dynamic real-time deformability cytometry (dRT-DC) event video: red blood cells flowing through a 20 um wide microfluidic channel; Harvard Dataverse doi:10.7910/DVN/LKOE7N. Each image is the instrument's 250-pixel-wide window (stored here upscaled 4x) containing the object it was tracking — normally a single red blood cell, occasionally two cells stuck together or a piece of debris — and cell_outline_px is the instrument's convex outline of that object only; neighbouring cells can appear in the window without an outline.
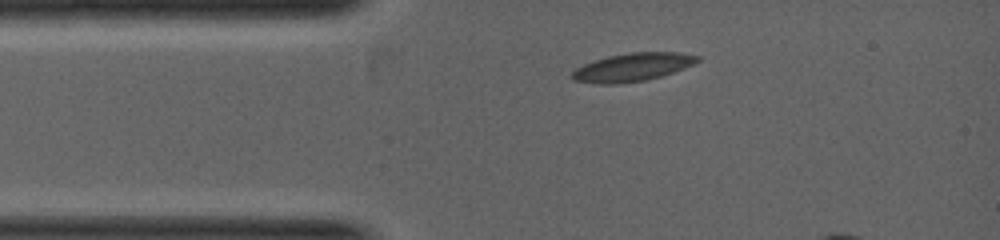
{"species": "common noctule bat (a hibernating species)", "species_latin": "Nyctalus noctula", "temperature_condition": "warm", "stored_images_in_passage": 3, "camera_frame_rate_fps": 5000, "um_per_image_px": 0.085, "animal": {"sex": "female", "body_mass_g": 19.0, "forearm_length_mm": 53.3}, "frame": {"image": 1, "passage_image": 1, "time_ms": 0.0, "image_size_px": [1000, 240], "cell_outline_px": [[700, 60], [684, 68], [648, 80], [620, 84], [600, 84], [572, 80], [572, 72], [576, 68], [584, 64], [608, 56], [628, 52], [680, 52], [700, 56]], "centroid_in_image_um": [53.76, 5.71], "position_along_channel_um": 31.2, "area_um2": 20.58}}
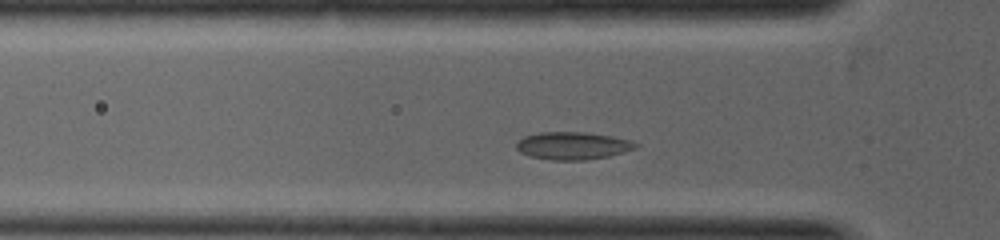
{"frame": {"image": 2, "passage_image": 3, "time_ms": 1.8, "image_size_px": [1000, 240], "cell_outline_px": [[636, 148], [624, 152], [608, 156], [588, 160], [552, 160], [528, 156], [520, 152], [516, 148], [516, 144], [524, 136], [540, 132], [584, 132], [612, 136], [628, 140], [636, 144]], "centroid_in_image_um": [48.64, 12.39], "position_along_channel_um": 77.2, "area_um2": 19.07}}